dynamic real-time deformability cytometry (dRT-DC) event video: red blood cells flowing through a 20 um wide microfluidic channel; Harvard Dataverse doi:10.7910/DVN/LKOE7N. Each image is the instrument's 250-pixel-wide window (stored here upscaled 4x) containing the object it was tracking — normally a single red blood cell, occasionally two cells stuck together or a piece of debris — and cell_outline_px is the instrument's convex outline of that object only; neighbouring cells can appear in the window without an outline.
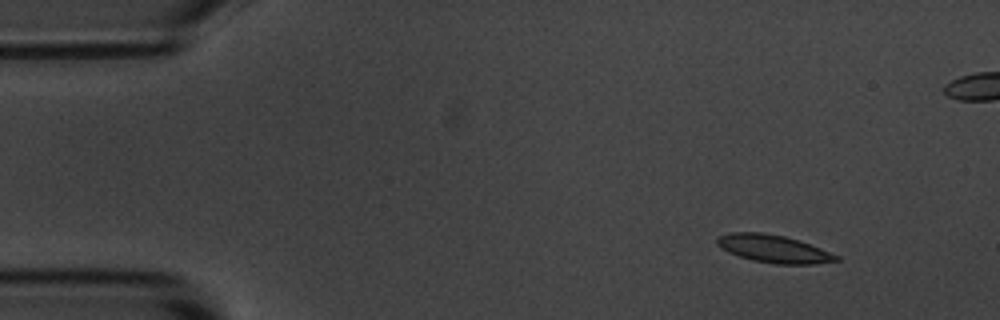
{"species": "common noctule bat (a hibernating species)", "species_latin": "Nyctalus noctula", "temperature_condition": "room temperature", "stored_images_in_passage": 52, "camera_frame_rate_fps": 3000, "um_per_image_px": 0.085, "animal": {"sex": "male", "body_mass_g": 20.1, "forearm_length_mm": 53.5}, "frame": {"image": 1, "passage_image": 1, "time_ms": 0.0, "image_size_px": [1000, 320], "cell_outline_px": [[840, 260], [812, 264], [776, 264], [752, 260], [728, 252], [720, 248], [716, 244], [716, 240], [720, 236], [728, 232], [764, 232], [784, 236], [820, 248], [840, 256]], "centroid_in_image_um": [65.72, 21.14], "position_along_channel_um": 19.3, "area_um2": 19.13}}
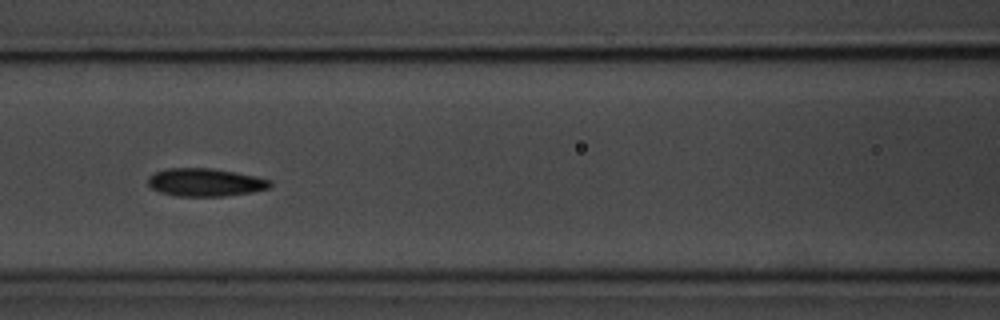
{"frame": {"image": 2, "passage_image": 19, "time_ms": 6.0, "image_size_px": [1000, 320], "cell_outline_px": [[272, 184], [268, 188], [252, 192], [224, 196], [176, 196], [160, 192], [152, 188], [148, 184], [148, 176], [156, 172], [168, 168], [212, 168], [256, 176], [272, 180]], "centroid_in_image_um": [17.45, 15.5], "position_along_channel_um": 149.1, "area_um2": 19.88}}
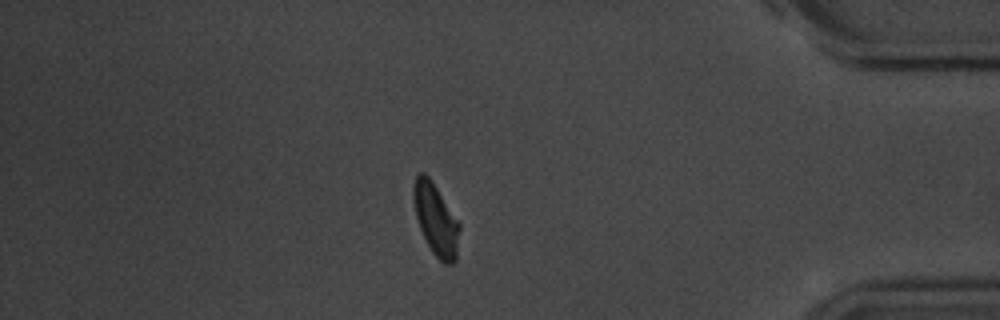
{"frame": {"image": 3, "passage_image": 43, "time_ms": 14.0, "image_size_px": [1000, 320], "cell_outline_px": [[460, 228], [456, 260], [452, 264], [444, 264], [432, 252], [420, 228], [416, 216], [412, 200], [412, 184], [416, 176], [420, 172], [424, 172], [432, 180], [460, 224]], "centroid_in_image_um": [37.03, 18.63], "position_along_channel_um": 398.2, "area_um2": 19.25}, "authors_computed_cell_mechanics": {"area_um2": 19.1318, "velocity_mm_per_s": 3.5658, "shape_relaxation_time_tau1_ms": 2.1056, "shape_relaxation_time_tau2_ms": 4.647, "deformation_change_tau1": 0.0957, "deformation_change_tau2": 0.1055}}